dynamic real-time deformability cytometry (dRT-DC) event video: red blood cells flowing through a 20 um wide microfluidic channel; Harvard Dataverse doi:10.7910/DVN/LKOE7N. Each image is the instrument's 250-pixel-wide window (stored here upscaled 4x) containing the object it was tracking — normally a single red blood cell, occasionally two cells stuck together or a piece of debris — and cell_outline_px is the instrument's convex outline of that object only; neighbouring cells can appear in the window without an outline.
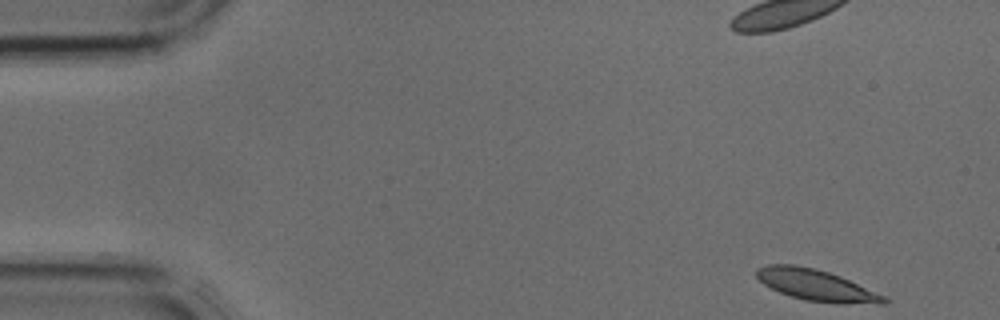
{"species": "common noctule bat (a hibernating species)", "species_latin": "Nyctalus noctula", "temperature_condition": "cold", "stored_images_in_passage": 6, "camera_frame_rate_fps": 3000, "um_per_image_px": 0.085, "animal": {"sex": "male", "body_mass_g": 17.9, "forearm_length_mm": 54.2}, "frame": {"image": 1, "passage_image": 1, "time_ms": 0.0, "image_size_px": [1000, 320], "cell_outline_px": [[892, 300], [888, 304], [836, 304], [804, 300], [780, 292], [764, 284], [756, 276], [756, 268], [768, 264], [796, 264], [828, 272], [840, 276], [884, 296]], "centroid_in_image_um": [69.41, 24.26], "position_along_channel_um": 15.6, "area_um2": 23.24}}